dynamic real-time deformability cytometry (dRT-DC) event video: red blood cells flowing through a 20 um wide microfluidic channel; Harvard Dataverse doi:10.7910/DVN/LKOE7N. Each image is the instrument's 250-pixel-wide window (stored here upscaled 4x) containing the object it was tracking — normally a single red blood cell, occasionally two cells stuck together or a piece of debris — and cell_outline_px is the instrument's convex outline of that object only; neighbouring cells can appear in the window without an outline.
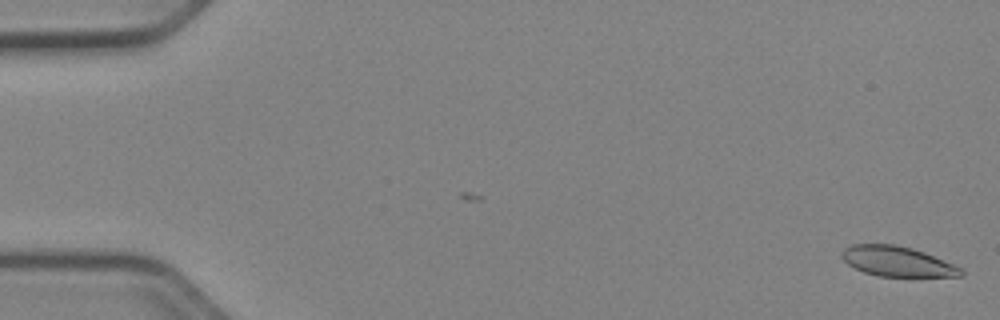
{"species": "Egyptian fruit bat (a non-hibernating species)", "species_latin": "Rousettus aegyptiacus", "temperature_condition": "cold", "stored_images_in_passage": 53, "camera_frame_rate_fps": 3000, "um_per_image_px": 0.085, "animal": {"sex": "female"}, "frame": {"image": 1, "passage_image": 1, "time_ms": 0.0, "image_size_px": [1000, 320], "cell_outline_px": [[964, 276], [880, 276], [864, 272], [848, 264], [840, 256], [844, 248], [852, 244], [896, 244], [912, 248], [924, 252], [952, 264], [960, 268], [964, 272]], "centroid_in_image_um": [76.23, 22.21], "position_along_channel_um": 8.8, "area_um2": 20.63}}
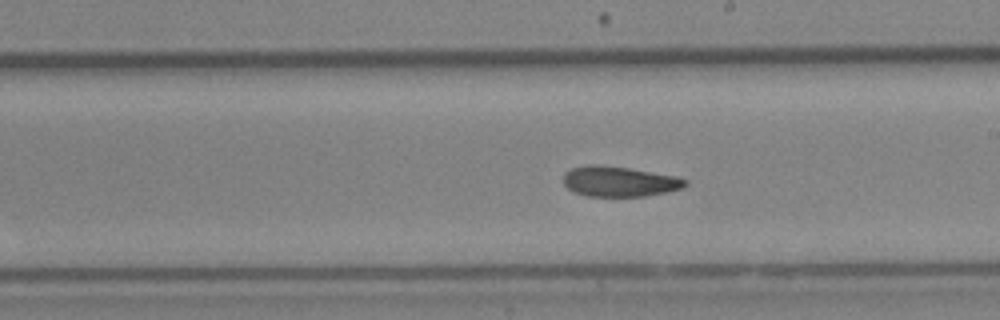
{"frame": {"image": 2, "passage_image": 30, "time_ms": 9.667, "image_size_px": [1000, 320], "cell_outline_px": [[688, 184], [680, 188], [664, 192], [644, 196], [588, 196], [576, 192], [568, 188], [564, 184], [564, 172], [572, 168], [588, 164], [600, 164], [628, 168], [676, 176], [688, 180]], "centroid_in_image_um": [52.62, 15.41], "position_along_channel_um": 236.4, "area_um2": 21.33}}
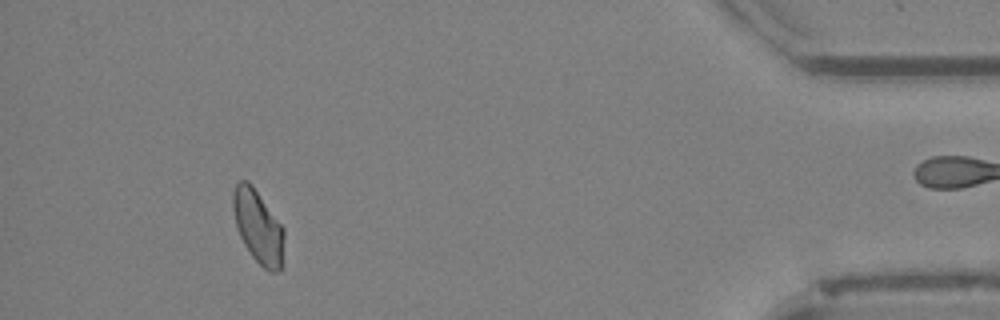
{"frame": {"image": 3, "passage_image": 48, "time_ms": 15.667, "image_size_px": [1000, 320], "cell_outline_px": [[284, 236], [280, 272], [268, 272], [252, 256], [244, 244], [240, 236], [236, 224], [232, 208], [232, 192], [236, 184], [240, 180], [248, 180], [252, 184], [284, 228]], "centroid_in_image_um": [21.93, 19.24], "position_along_channel_um": 413.3, "area_um2": 21.73}, "authors_computed_cell_mechanics": {"area_um2": 22.1374, "velocity_mm_per_s": 3.9334, "shape_relaxation_time_tau1_ms": null, "shape_relaxation_time_tau2_ms": 6.4449, "deformation_change_tau1": null, "deformation_change_tau2": 0.1092}}